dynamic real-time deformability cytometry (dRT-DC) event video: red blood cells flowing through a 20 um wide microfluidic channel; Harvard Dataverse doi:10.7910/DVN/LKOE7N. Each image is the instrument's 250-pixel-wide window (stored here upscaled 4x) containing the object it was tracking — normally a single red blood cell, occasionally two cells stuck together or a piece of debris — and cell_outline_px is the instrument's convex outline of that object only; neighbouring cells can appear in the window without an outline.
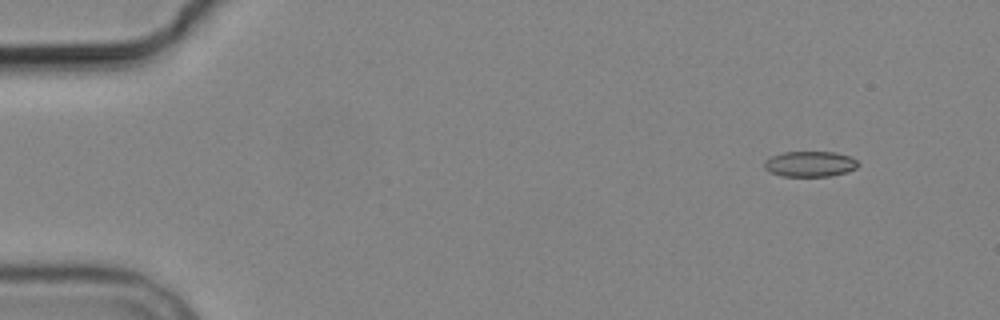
{"species": "common noctule bat (a hibernating species)", "species_latin": "Nyctalus noctula", "temperature_condition": "cold", "stored_images_in_passage": 6, "camera_frame_rate_fps": 3000, "um_per_image_px": 0.085, "animal": {"sex": "male", "body_mass_g": 19.2, "forearm_length_mm": 51.8}, "frame": {"image": 1, "passage_image": 2, "time_ms": 1.333, "image_size_px": [1000, 320], "cell_outline_px": [[860, 164], [856, 168], [848, 172], [828, 176], [784, 176], [768, 172], [764, 168], [764, 160], [772, 156], [784, 152], [836, 152], [852, 156]], "centroid_in_image_um": [68.86, 13.93], "position_along_channel_um": 16.1, "area_um2": 14.1}}
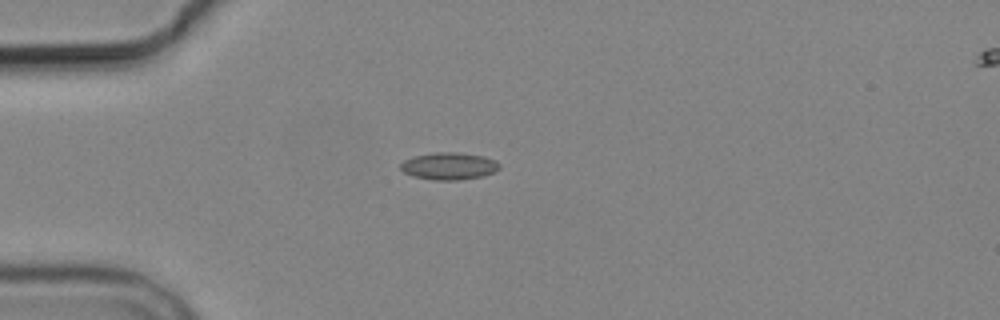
{"frame": {"image": 2, "passage_image": 4, "time_ms": 4.667, "image_size_px": [1000, 320], "cell_outline_px": [[500, 168], [484, 176], [456, 180], [432, 180], [412, 176], [404, 172], [400, 168], [400, 164], [404, 160], [416, 156], [436, 152], [456, 152], [484, 156], [496, 160], [500, 164]], "centroid_in_image_um": [38.17, 14.12], "position_along_channel_um": 46.8, "area_um2": 15.66}}
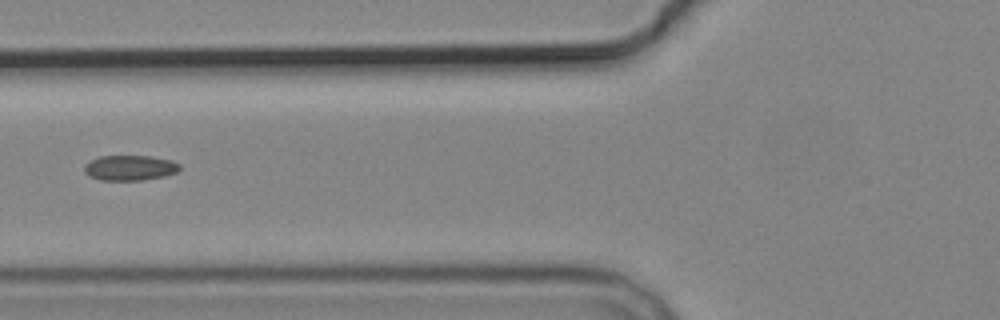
{"frame": {"image": 3, "passage_image": 6, "time_ms": 7.0, "image_size_px": [1000, 320], "cell_outline_px": [[180, 168], [176, 172], [164, 176], [140, 180], [100, 180], [88, 176], [84, 172], [84, 164], [100, 156], [152, 156], [172, 160], [180, 164]], "centroid_in_image_um": [11.03, 14.26], "position_along_channel_um": 114.8, "area_um2": 14.05}}